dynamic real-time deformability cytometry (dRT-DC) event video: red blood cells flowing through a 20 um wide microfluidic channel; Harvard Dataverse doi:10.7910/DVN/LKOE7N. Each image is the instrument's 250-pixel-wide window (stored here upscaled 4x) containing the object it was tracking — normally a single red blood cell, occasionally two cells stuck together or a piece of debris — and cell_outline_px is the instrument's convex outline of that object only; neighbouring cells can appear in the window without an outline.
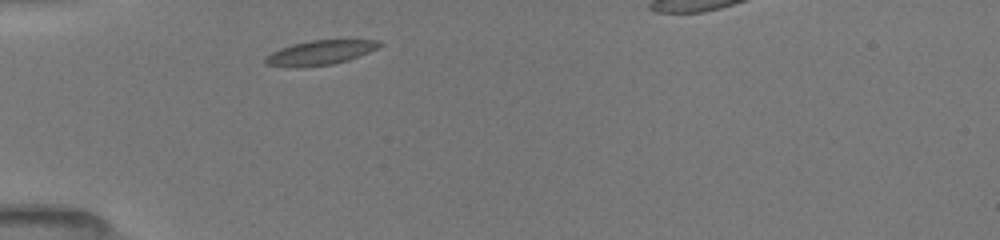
{"species": "common noctule bat (a hibernating species)", "species_latin": "Nyctalus noctula", "temperature_condition": "room temperature", "stored_images_in_passage": 19, "camera_frame_rate_fps": 3000, "um_per_image_px": 0.085, "animal": {"sex": "female", "body_mass_g": 19.5, "forearm_length_mm": 54.1}, "frame": {"image": 1, "passage_image": 1, "time_ms": 0.0, "image_size_px": [1000, 240], "cell_outline_px": [[384, 44], [360, 56], [348, 60], [332, 64], [300, 68], [296, 68], [268, 64], [264, 60], [272, 52], [280, 48], [292, 44], [312, 40], [380, 40]], "centroid_in_image_um": [27.24, 4.47], "position_along_channel_um": 57.8, "area_um2": 16.18}}
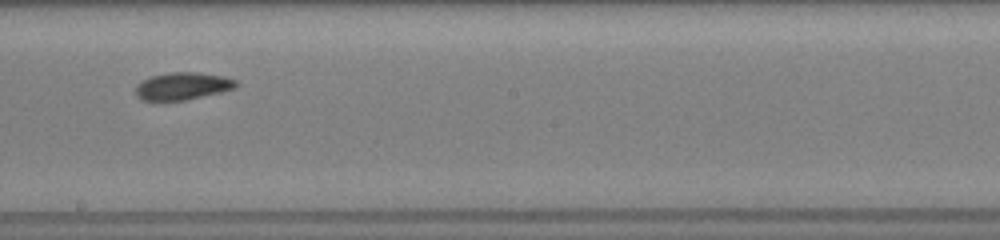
{"frame": {"image": 2, "passage_image": 8, "time_ms": 4.667, "image_size_px": [1000, 240], "cell_outline_px": [[240, 84], [236, 88], [220, 92], [184, 100], [140, 100], [136, 96], [136, 84], [148, 76], [168, 72], [200, 72], [224, 76], [236, 80]], "centroid_in_image_um": [15.51, 7.3], "position_along_channel_um": 232.7, "area_um2": 16.24}}
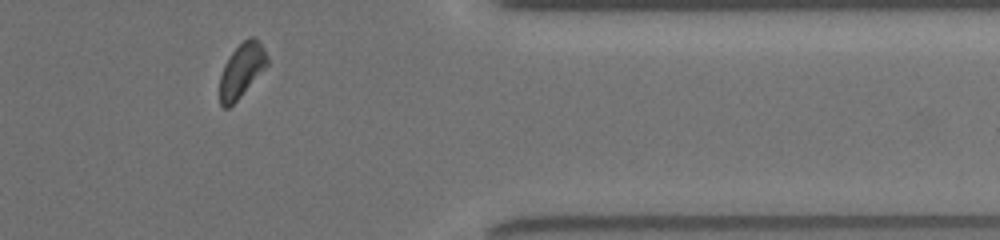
{"frame": {"image": 3, "passage_image": 15, "time_ms": 9.0, "image_size_px": [1000, 240], "cell_outline_px": [[268, 64], [236, 100], [228, 108], [224, 108], [220, 104], [220, 76], [224, 64], [232, 52], [248, 36], [256, 36], [264, 48], [268, 56]], "centroid_in_image_um": [20.54, 5.93], "position_along_channel_um": 390.9, "area_um2": 14.68}}